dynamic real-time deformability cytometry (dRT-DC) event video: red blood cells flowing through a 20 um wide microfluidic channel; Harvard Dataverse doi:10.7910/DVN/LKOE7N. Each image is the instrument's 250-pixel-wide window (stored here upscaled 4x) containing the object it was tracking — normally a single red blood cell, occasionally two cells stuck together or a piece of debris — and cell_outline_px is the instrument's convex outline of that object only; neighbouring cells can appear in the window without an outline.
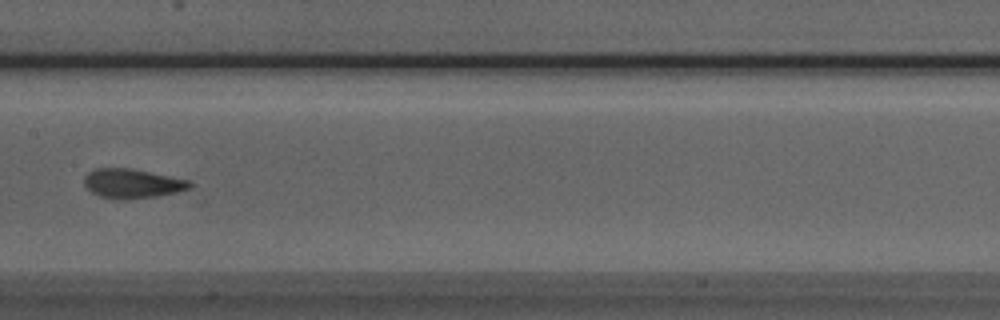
{"species": "Egyptian fruit bat (a non-hibernating species)", "species_latin": "Rousettus aegyptiacus", "temperature_condition": "room temperature", "stored_images_in_passage": 4, "camera_frame_rate_fps": 3000, "um_per_image_px": 0.085, "animal": {"sex": "male"}, "frame": {"image": 1, "passage_image": 4, "time_ms": 3.333, "image_size_px": [1000, 320], "cell_outline_px": [[192, 184], [188, 188], [176, 192], [156, 196], [128, 200], [116, 200], [100, 196], [92, 192], [84, 184], [84, 176], [88, 172], [96, 168], [132, 168], [188, 180]], "centroid_in_image_um": [11.19, 15.6], "position_along_channel_um": 196.2, "area_um2": 18.03}}